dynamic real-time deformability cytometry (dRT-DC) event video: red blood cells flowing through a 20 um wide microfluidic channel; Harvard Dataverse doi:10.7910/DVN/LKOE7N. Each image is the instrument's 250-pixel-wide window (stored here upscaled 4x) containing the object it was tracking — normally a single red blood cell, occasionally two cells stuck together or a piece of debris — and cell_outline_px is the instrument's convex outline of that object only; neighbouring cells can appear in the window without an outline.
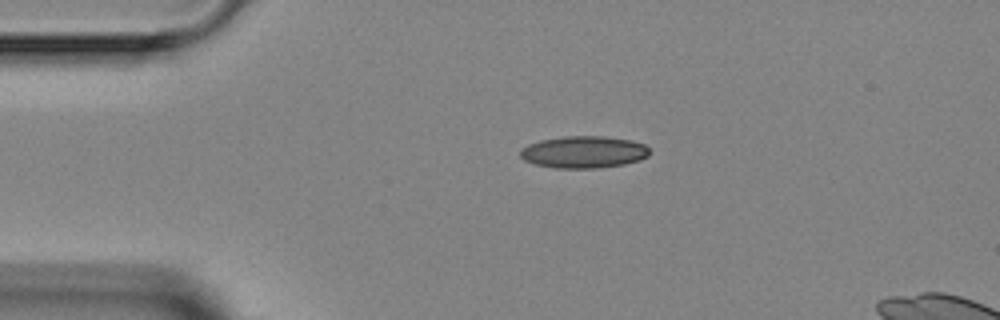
{"species": "Egyptian fruit bat (a non-hibernating species)", "species_latin": "Rousettus aegyptiacus", "temperature_condition": "room temperature", "stored_images_in_passage": 2, "segment_of_instrument_passage": [1, 2], "camera_frame_rate_fps": 3000, "um_per_image_px": 0.085, "animal": {"sex": "female"}, "frame": {"image": 1, "passage_image": 1, "time_ms": 0.0, "image_size_px": [1000, 320], "cell_outline_px": [[648, 156], [640, 160], [624, 164], [596, 168], [556, 168], [536, 164], [524, 160], [520, 156], [520, 152], [528, 144], [540, 140], [564, 136], [604, 136], [632, 140], [644, 144], [648, 148]], "centroid_in_image_um": [49.63, 12.92], "position_along_channel_um": 35.4, "area_um2": 24.04}}